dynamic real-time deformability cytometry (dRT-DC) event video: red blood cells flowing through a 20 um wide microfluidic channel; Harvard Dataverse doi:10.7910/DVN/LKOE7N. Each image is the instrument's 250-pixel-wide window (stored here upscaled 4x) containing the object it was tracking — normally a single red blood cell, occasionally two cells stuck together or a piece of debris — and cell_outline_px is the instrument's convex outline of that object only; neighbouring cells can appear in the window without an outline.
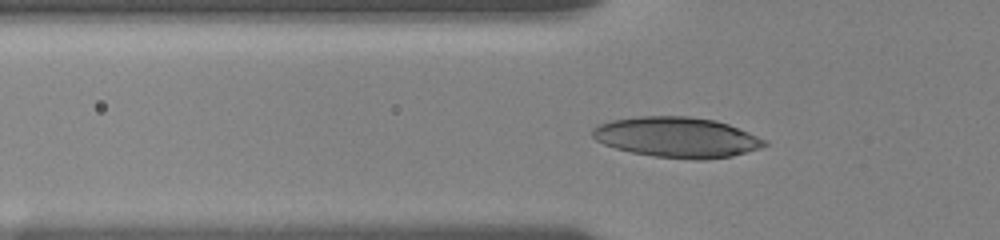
{"species": "human", "species_latin": "Homo sapiens", "temperature_condition": "room temperature", "stored_images_in_passage": 49, "camera_frame_rate_fps": 3000, "um_per_image_px": 0.085, "donor": {"sex": "female"}, "frame": {"image": 1, "passage_image": 2, "time_ms": 0.333, "image_size_px": [1000, 240], "cell_outline_px": [[768, 144], [760, 148], [732, 156], [704, 160], [696, 160], [652, 156], [632, 152], [616, 148], [604, 144], [596, 140], [592, 136], [592, 128], [596, 124], [612, 120], [640, 116], [688, 116], [716, 120], [728, 124], [748, 132], [764, 140]], "centroid_in_image_um": [57.51, 11.67], "position_along_channel_um": 68.3, "area_um2": 40.46}}
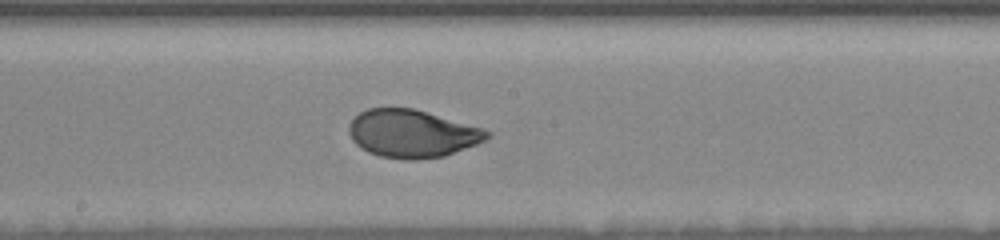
{"frame": {"image": 2, "passage_image": 22, "time_ms": 4.333, "image_size_px": [1000, 240], "cell_outline_px": [[492, 136], [476, 144], [444, 156], [416, 160], [404, 160], [380, 156], [368, 152], [360, 148], [352, 140], [348, 132], [348, 124], [360, 112], [368, 108], [412, 108], [484, 128], [492, 132]], "centroid_in_image_um": [35.02, 11.36], "position_along_channel_um": 213.2, "area_um2": 38.55}}
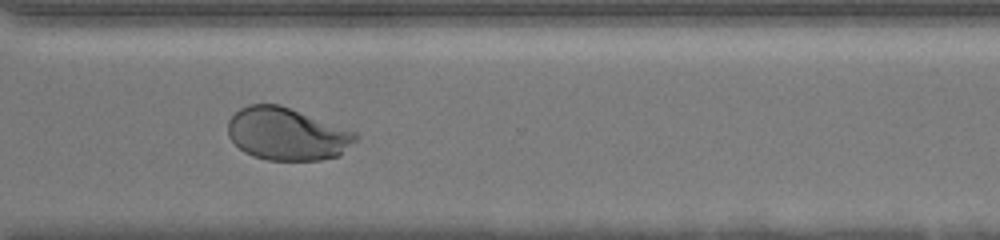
{"frame": {"image": 3, "passage_image": 48, "time_ms": 8.0, "image_size_px": [1000, 240], "cell_outline_px": [[360, 136], [340, 156], [320, 160], [268, 160], [252, 156], [244, 152], [228, 136], [228, 120], [240, 108], [248, 104], [280, 104], [356, 132]], "centroid_in_image_um": [24.4, 11.39], "position_along_channel_um": 346.2, "area_um2": 39.13}}